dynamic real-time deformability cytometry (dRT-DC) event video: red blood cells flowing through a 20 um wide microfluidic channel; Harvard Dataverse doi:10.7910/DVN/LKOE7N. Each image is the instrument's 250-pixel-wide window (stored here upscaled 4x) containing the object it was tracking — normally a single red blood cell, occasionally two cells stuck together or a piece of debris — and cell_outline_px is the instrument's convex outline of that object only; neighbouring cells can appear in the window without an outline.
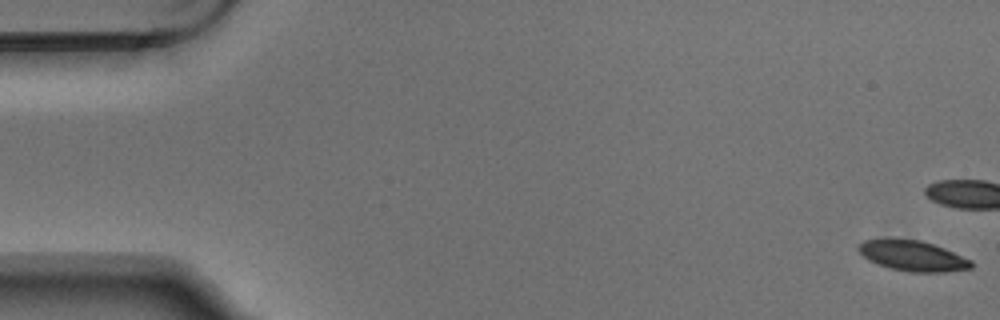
{"species": "Egyptian fruit bat (a non-hibernating species)", "species_latin": "Rousettus aegyptiacus", "temperature_condition": "warm", "stored_images_in_passage": 5, "camera_frame_rate_fps": 3000, "um_per_image_px": 0.085, "animal": {"sex": "male"}, "frame": {"image": 1, "passage_image": 1, "time_ms": 0.0, "image_size_px": [1000, 320], "cell_outline_px": [[972, 268], [944, 272], [908, 272], [888, 268], [868, 260], [856, 248], [864, 240], [888, 236], [896, 236], [920, 240], [944, 248], [972, 260]], "centroid_in_image_um": [77.52, 21.7], "position_along_channel_um": 7.5, "area_um2": 20.58}}
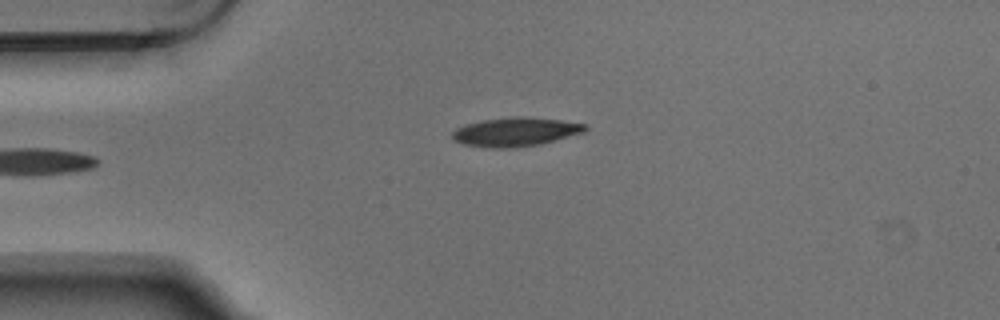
{"frame": {"image": 2, "passage_image": 5, "time_ms": 1.333, "image_size_px": [1000, 320], "cell_outline_px": [[588, 128], [584, 132], [540, 144], [516, 148], [488, 148], [464, 144], [452, 140], [452, 132], [456, 128], [464, 124], [480, 120], [516, 116], [520, 116], [560, 120], [588, 124]], "centroid_in_image_um": [43.79, 11.21], "position_along_channel_um": 41.2, "area_um2": 22.54}}